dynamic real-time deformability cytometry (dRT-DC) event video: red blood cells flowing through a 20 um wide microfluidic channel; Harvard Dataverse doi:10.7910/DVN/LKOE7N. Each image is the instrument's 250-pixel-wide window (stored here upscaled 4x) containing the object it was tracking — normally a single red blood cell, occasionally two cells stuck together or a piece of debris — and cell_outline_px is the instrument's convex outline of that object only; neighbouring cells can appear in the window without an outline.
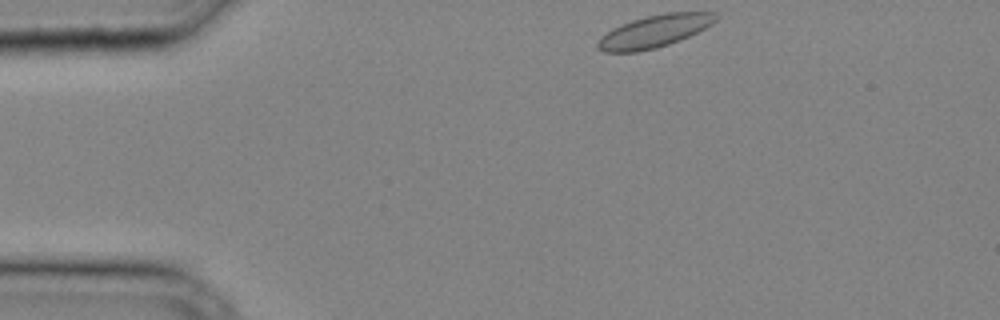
{"species": "common noctule bat (a hibernating species)", "species_latin": "Nyctalus noctula", "temperature_condition": "cold", "stored_images_in_passage": 8, "camera_frame_rate_fps": 3000, "um_per_image_px": 0.085, "animal": {"sex": "male", "body_mass_g": 20.4}, "frame": {"image": 1, "passage_image": 1, "time_ms": 0.0, "image_size_px": [1000, 320], "cell_outline_px": [[716, 20], [712, 24], [680, 40], [656, 48], [636, 52], [604, 52], [596, 48], [596, 44], [600, 36], [612, 28], [620, 24], [632, 20], [664, 12], [716, 12]], "centroid_in_image_um": [55.57, 2.66], "position_along_channel_um": 29.4, "area_um2": 22.25}}
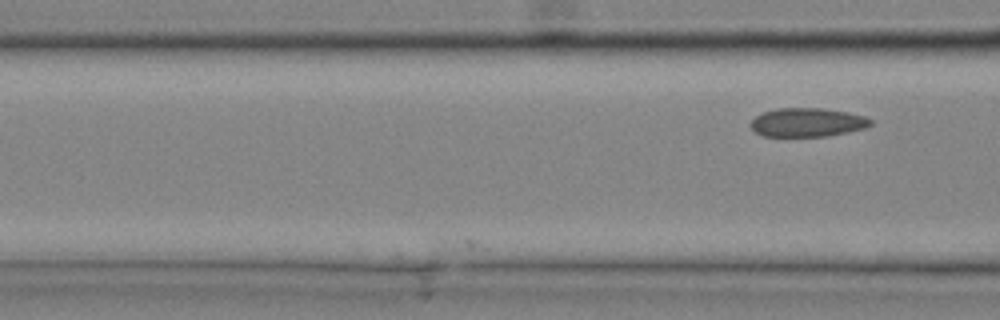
{"frame": {"image": 2, "passage_image": 8, "time_ms": 2.333, "image_size_px": [1000, 320], "cell_outline_px": [[872, 124], [864, 128], [848, 132], [828, 136], [764, 136], [756, 132], [752, 128], [752, 120], [756, 116], [764, 112], [780, 108], [824, 108], [848, 112], [864, 116], [872, 120]], "centroid_in_image_um": [68.66, 10.4], "position_along_channel_um": 97.9, "area_um2": 19.94}}